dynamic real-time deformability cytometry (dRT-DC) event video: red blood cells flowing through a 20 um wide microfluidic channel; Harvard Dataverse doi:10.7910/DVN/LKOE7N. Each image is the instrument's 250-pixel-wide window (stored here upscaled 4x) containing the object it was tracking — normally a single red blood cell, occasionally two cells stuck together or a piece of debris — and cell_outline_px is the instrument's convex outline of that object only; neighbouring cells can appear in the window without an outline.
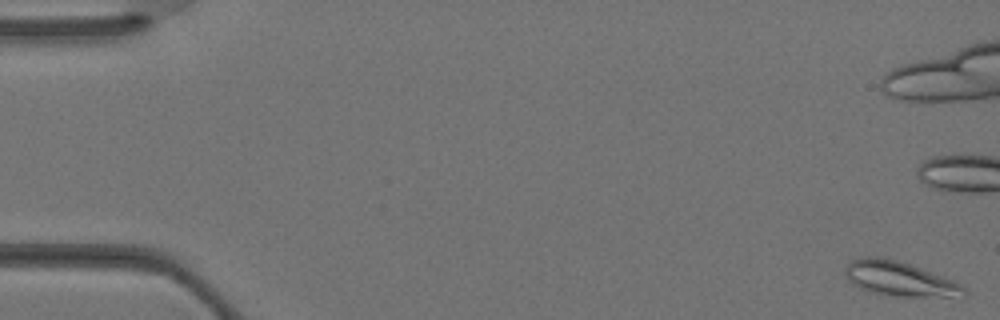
{"species": "Egyptian fruit bat (a non-hibernating species)", "species_latin": "Rousettus aegyptiacus", "temperature_condition": "warm", "stored_images_in_passage": 12, "camera_frame_rate_fps": 3000, "um_per_image_px": 0.085, "animal": {"sex": "female"}, "frame": {"image": 1, "passage_image": 1, "time_ms": 0.0, "image_size_px": [1000, 320], "cell_outline_px": [[968, 292], [964, 300], [900, 296], [872, 292], [860, 288], [852, 284], [844, 276], [844, 268], [852, 260], [864, 256], [880, 256], [896, 260], [920, 268], [952, 280], [960, 284]], "centroid_in_image_um": [76.55, 23.75], "position_along_channel_um": 8.5, "area_um2": 24.57}}